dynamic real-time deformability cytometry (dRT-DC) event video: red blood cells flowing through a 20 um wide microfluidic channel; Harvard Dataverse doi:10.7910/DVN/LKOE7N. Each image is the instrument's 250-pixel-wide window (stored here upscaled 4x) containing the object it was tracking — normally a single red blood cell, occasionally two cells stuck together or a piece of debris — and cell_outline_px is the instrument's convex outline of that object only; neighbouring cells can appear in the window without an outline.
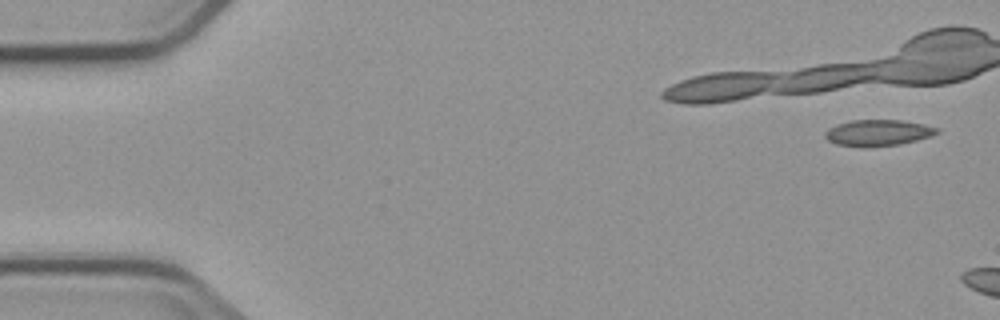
{"species": "common noctule bat (a hibernating species)", "species_latin": "Nyctalus noctula", "temperature_condition": "cold", "stored_images_in_passage": 3, "camera_frame_rate_fps": 3000, "um_per_image_px": 0.085, "animal": {"sex": "male", "body_mass_g": 23.1, "forearm_length_mm": 52.7}, "frame": {"image": 1, "passage_image": 1, "time_ms": 0.0, "image_size_px": [1000, 320], "cell_outline_px": [[940, 132], [916, 140], [900, 144], [836, 144], [828, 140], [824, 136], [824, 132], [828, 128], [836, 124], [852, 120], [900, 120], [924, 124], [940, 128]], "centroid_in_image_um": [74.65, 11.23], "position_along_channel_um": 10.4, "area_um2": 16.3}}